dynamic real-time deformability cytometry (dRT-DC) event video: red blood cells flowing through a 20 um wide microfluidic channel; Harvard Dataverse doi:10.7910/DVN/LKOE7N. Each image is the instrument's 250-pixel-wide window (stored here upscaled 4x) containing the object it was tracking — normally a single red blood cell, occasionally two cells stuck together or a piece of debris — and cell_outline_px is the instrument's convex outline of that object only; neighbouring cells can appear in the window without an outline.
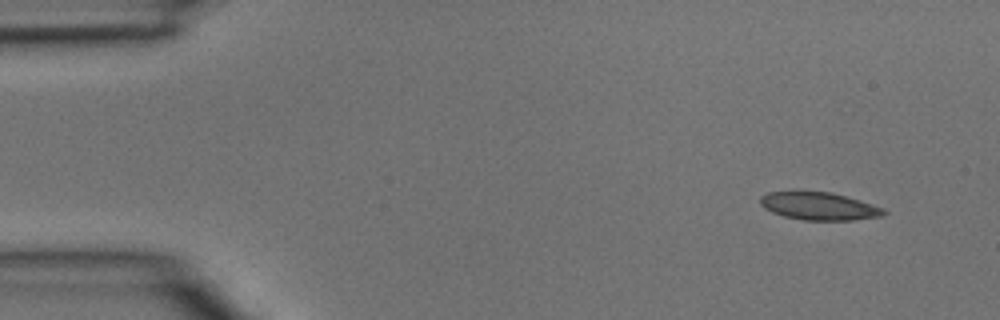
{"species": "common noctule bat (a hibernating species)", "species_latin": "Nyctalus noctula", "temperature_condition": "room temperature", "stored_images_in_passage": 3, "camera_frame_rate_fps": 3000, "um_per_image_px": 0.085, "animal": {"sex": "male", "body_mass_g": 15.6}, "frame": {"image": 1, "passage_image": 1, "time_ms": 0.0, "image_size_px": [1000, 320], "cell_outline_px": [[888, 212], [884, 216], [852, 220], [804, 220], [784, 216], [772, 212], [764, 208], [760, 204], [760, 196], [768, 192], [832, 192], [860, 200], [884, 208]], "centroid_in_image_um": [69.65, 17.53], "position_along_channel_um": 15.3, "area_um2": 19.94}}